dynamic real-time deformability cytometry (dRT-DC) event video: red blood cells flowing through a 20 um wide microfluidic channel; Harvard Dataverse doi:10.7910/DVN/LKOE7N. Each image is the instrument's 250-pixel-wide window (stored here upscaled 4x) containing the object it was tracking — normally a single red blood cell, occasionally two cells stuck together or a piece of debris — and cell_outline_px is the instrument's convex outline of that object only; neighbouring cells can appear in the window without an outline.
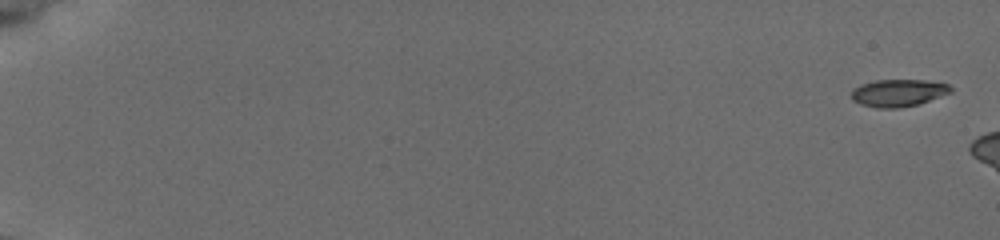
{"species": "common noctule bat (a hibernating species)", "species_latin": "Nyctalus noctula", "temperature_condition": "cold", "stored_images_in_passage": 7, "camera_frame_rate_fps": 3000, "um_per_image_px": 0.085, "animal": {"sex": "female", "body_mass_g": 19.5, "forearm_length_mm": 54.1}, "frame": {"image": 1, "passage_image": 1, "time_ms": 0.0, "image_size_px": [1000, 240], "cell_outline_px": [[952, 92], [916, 104], [896, 108], [876, 108], [860, 104], [852, 100], [852, 88], [860, 84], [876, 80], [924, 80], [948, 84], [952, 88]], "centroid_in_image_um": [76.31, 7.89], "position_along_channel_um": 8.7, "area_um2": 15.66}}